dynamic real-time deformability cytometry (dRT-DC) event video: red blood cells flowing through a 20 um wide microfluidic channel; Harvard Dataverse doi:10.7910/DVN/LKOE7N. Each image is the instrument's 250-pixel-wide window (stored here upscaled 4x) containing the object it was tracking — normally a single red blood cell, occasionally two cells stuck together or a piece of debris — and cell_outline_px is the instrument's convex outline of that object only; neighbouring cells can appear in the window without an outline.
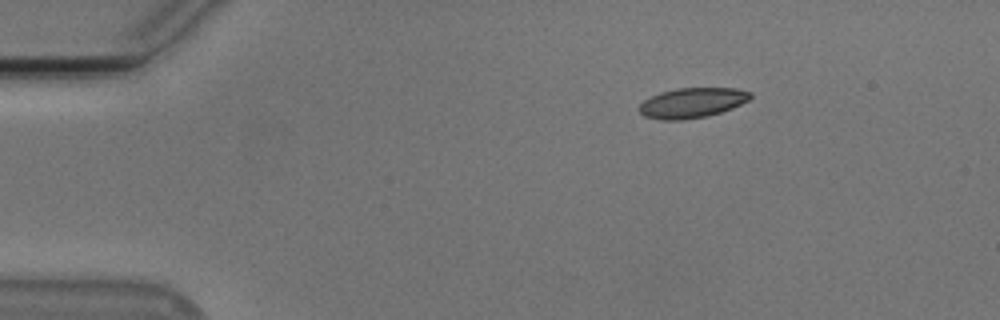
{"species": "Egyptian fruit bat (a non-hibernating species)", "species_latin": "Rousettus aegyptiacus", "temperature_condition": "cold", "stored_images_in_passage": 47, "camera_frame_rate_fps": 3000, "um_per_image_px": 0.085, "animal": {"sex": "male"}, "frame": {"image": 1, "passage_image": 1, "time_ms": 0.0, "image_size_px": [1000, 320], "cell_outline_px": [[752, 96], [748, 100], [732, 108], [708, 116], [684, 120], [660, 120], [644, 116], [640, 112], [640, 104], [644, 100], [660, 92], [676, 88], [736, 88], [752, 92]], "centroid_in_image_um": [58.83, 8.74], "position_along_channel_um": 26.2, "area_um2": 19.48}}
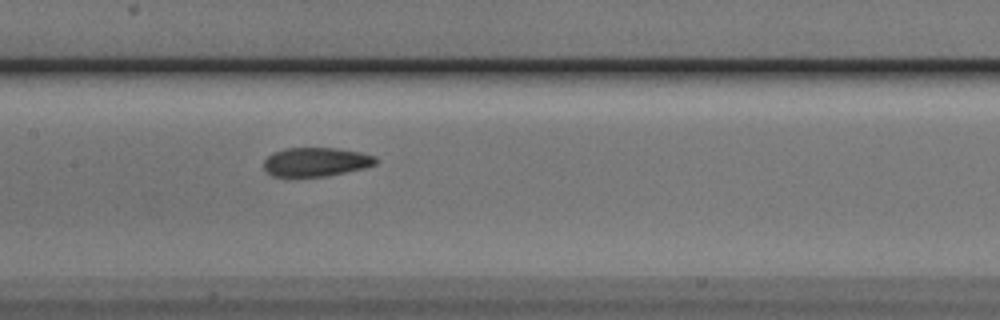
{"frame": {"image": 2, "passage_image": 19, "time_ms": 6.0, "image_size_px": [1000, 320], "cell_outline_px": [[376, 164], [364, 168], [328, 176], [292, 180], [272, 176], [264, 168], [264, 160], [272, 152], [284, 148], [336, 148], [360, 152], [376, 156]], "centroid_in_image_um": [26.78, 13.81], "position_along_channel_um": 180.6, "area_um2": 19.65}}
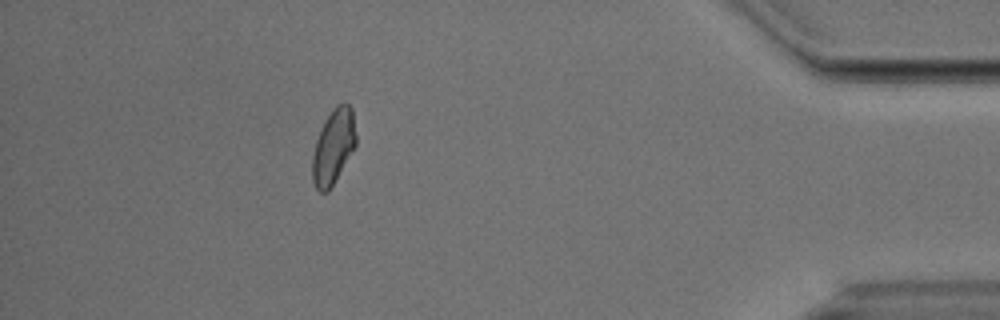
{"frame": {"image": 3, "passage_image": 41, "time_ms": 13.333, "image_size_px": [1000, 320], "cell_outline_px": [[356, 144], [328, 192], [320, 192], [316, 188], [312, 180], [312, 156], [316, 140], [324, 120], [332, 108], [336, 104], [344, 100], [352, 108], [356, 136]], "centroid_in_image_um": [28.32, 12.41], "position_along_channel_um": 406.9, "area_um2": 19.02}, "authors_computed_cell_mechanics": {"area_um2": 19.4786, "velocity_mm_per_s": 3.7737, "shape_relaxation_time_tau1_ms": 8.4795, "shape_relaxation_time_tau2_ms": 2.1219, "deformation_change_tau1": 0.1712, "deformation_change_tau2": 0.0731}}